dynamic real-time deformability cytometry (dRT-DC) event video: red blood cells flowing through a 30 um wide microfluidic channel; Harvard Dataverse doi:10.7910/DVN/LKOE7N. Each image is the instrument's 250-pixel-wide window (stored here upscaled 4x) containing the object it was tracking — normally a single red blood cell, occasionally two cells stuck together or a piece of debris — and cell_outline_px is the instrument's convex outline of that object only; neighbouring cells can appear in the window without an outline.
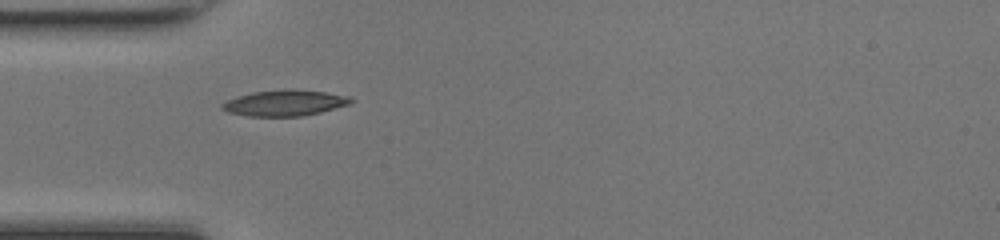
{"species": "common noctule bat (a hibernating species)", "species_latin": "Nyctalus noctula", "temperature_condition": "room temperature", "stored_images_in_passage": 34, "camera_frame_rate_fps": 3000, "um_per_image_px": 0.085, "animal": {"sex": "female", "body_mass_g": 17.0, "forearm_length_mm": 48.0}, "frame": {"image": 1, "passage_image": 1, "time_ms": 0.0, "image_size_px": [1000, 240], "cell_outline_px": [[356, 100], [352, 104], [320, 112], [300, 116], [248, 116], [228, 112], [220, 108], [220, 104], [228, 100], [252, 92], [288, 88], [296, 88], [352, 96]], "centroid_in_image_um": [24.27, 8.73], "position_along_channel_um": 60.7, "area_um2": 19.71}}
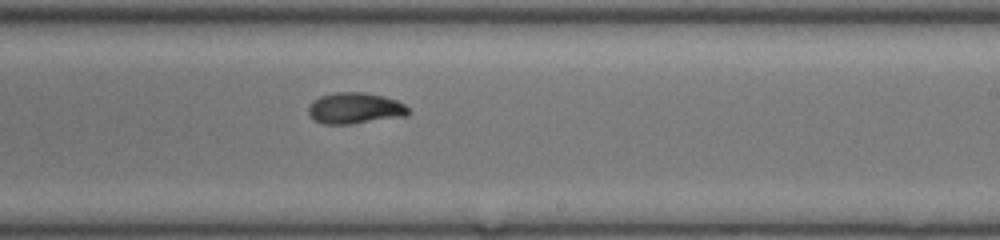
{"frame": {"image": 2, "passage_image": 15, "time_ms": 4.667, "image_size_px": [1000, 240], "cell_outline_px": [[412, 112], [408, 116], [352, 124], [324, 124], [308, 116], [308, 108], [312, 100], [320, 96], [336, 92], [364, 92], [384, 96], [396, 100], [404, 104]], "centroid_in_image_um": [30.19, 9.2], "position_along_channel_um": 258.8, "area_um2": 18.44}}
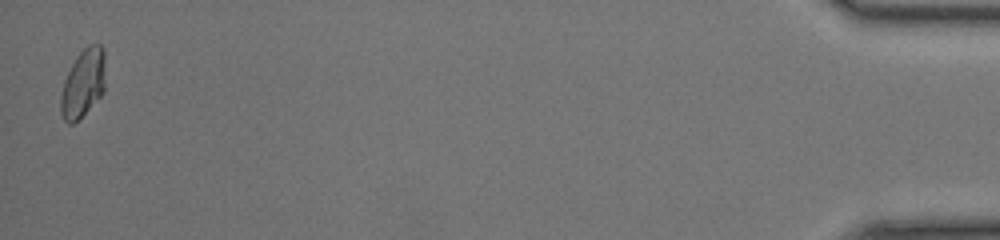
{"frame": {"image": 3, "passage_image": 34, "time_ms": 11.0, "image_size_px": [1000, 240], "cell_outline_px": [[104, 92], [72, 124], [68, 124], [64, 120], [60, 112], [60, 96], [64, 80], [76, 56], [88, 44], [100, 44], [104, 52]], "centroid_in_image_um": [7.04, 7.06], "position_along_channel_um": 428.2, "area_um2": 17.46}, "authors_computed_cell_mechanics": {"area_um2": 17.7735, "velocity_mm_per_s": 4.2841, "shape_relaxation_time_tau1_ms": 4.4453, "shape_relaxation_time_tau2_ms": 2.0437, "deformation_change_tau1": 0.1928, "deformation_change_tau2": 0.047}}